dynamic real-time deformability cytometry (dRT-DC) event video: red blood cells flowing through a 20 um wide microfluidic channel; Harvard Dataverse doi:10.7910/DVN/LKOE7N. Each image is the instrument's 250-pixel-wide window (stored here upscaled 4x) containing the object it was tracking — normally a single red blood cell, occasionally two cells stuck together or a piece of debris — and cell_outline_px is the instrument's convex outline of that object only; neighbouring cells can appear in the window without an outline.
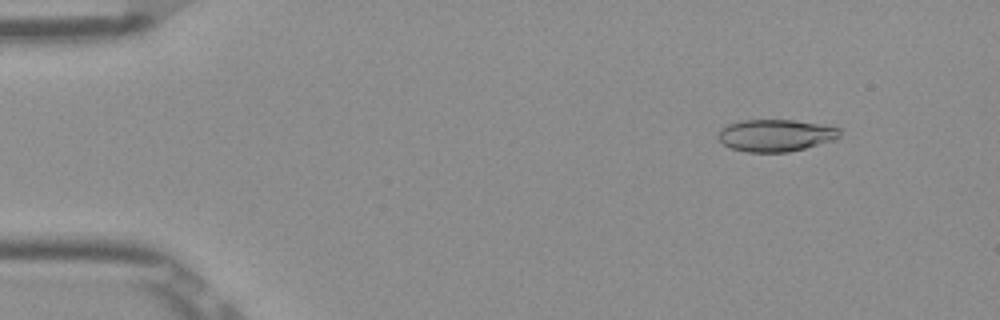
{"species": "Egyptian fruit bat (a non-hibernating species)", "species_latin": "Rousettus aegyptiacus", "temperature_condition": "room temperature", "stored_images_in_passage": 52, "camera_frame_rate_fps": 3000, "um_per_image_px": 0.085, "frame": {"image": 1, "passage_image": 6, "time_ms": 1.667, "image_size_px": [1000, 320], "cell_outline_px": [[840, 136], [836, 140], [788, 152], [748, 152], [732, 148], [724, 144], [716, 136], [720, 128], [728, 124], [740, 120], [792, 120], [840, 128]], "centroid_in_image_um": [65.9, 11.51], "position_along_channel_um": 19.1, "area_um2": 22.66}}
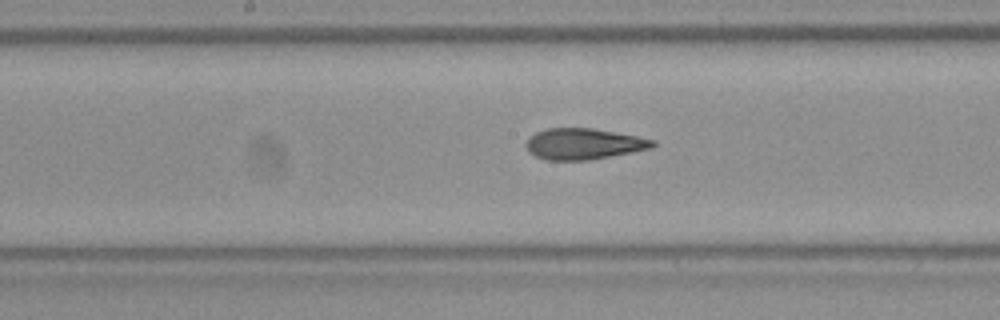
{"frame": {"image": 2, "passage_image": 27, "time_ms": 8.667, "image_size_px": [1000, 320], "cell_outline_px": [[656, 144], [652, 148], [588, 160], [544, 160], [528, 152], [524, 144], [528, 136], [544, 128], [592, 128], [636, 136], [656, 140]], "centroid_in_image_um": [49.55, 12.22], "position_along_channel_um": 198.7, "area_um2": 23.0}}
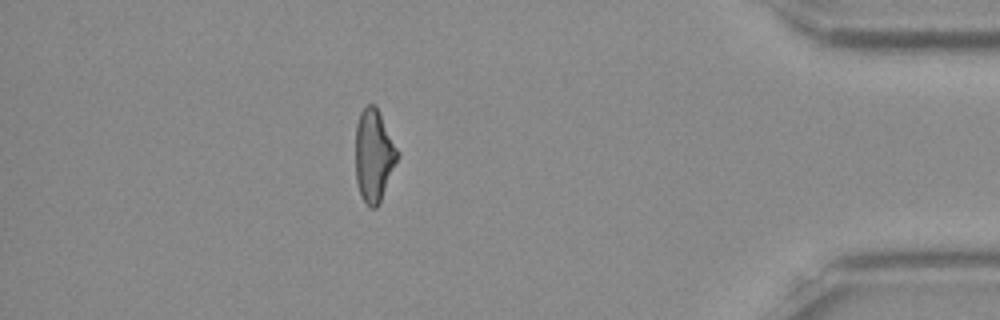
{"frame": {"image": 3, "passage_image": 46, "time_ms": 15.0, "image_size_px": [1000, 320], "cell_outline_px": [[400, 156], [380, 200], [376, 208], [368, 208], [360, 192], [356, 180], [356, 124], [360, 112], [368, 104], [376, 104], [400, 152]], "centroid_in_image_um": [31.8, 13.18], "position_along_channel_um": 403.4, "area_um2": 22.72}, "authors_computed_cell_mechanics": {"area_um2": 23.0622, "velocity_mm_per_s": 3.9154, "shape_relaxation_time_tau1_ms": 7.5092, "shape_relaxation_time_tau2_ms": 2.4533, "deformation_change_tau1": 0.2208, "deformation_change_tau2": 0.098}}